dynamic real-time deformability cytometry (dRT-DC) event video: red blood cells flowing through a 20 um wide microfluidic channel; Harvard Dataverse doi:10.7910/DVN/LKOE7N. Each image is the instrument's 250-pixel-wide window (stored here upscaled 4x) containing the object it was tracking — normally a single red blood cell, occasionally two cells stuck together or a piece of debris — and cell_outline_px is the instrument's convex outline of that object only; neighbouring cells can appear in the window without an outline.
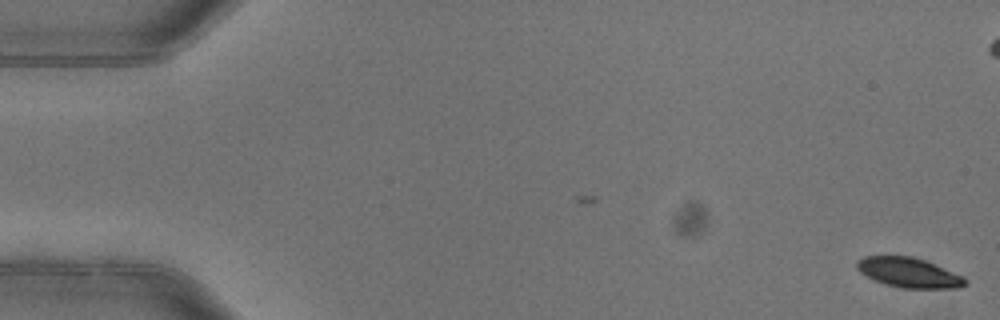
{"species": "common noctule bat (a hibernating species)", "species_latin": "Nyctalus noctula", "temperature_condition": "warm", "stored_images_in_passage": 2, "camera_frame_rate_fps": 3000, "um_per_image_px": 0.085, "animal": {"sex": "female"}, "frame": {"image": 1, "passage_image": 2, "time_ms": 0.333, "image_size_px": [1000, 320], "cell_outline_px": [[968, 284], [960, 288], [900, 288], [884, 284], [872, 280], [860, 272], [856, 268], [856, 260], [864, 256], [912, 256], [924, 260], [964, 276], [968, 280]], "centroid_in_image_um": [77.24, 23.18], "position_along_channel_um": 7.8, "area_um2": 19.07}}